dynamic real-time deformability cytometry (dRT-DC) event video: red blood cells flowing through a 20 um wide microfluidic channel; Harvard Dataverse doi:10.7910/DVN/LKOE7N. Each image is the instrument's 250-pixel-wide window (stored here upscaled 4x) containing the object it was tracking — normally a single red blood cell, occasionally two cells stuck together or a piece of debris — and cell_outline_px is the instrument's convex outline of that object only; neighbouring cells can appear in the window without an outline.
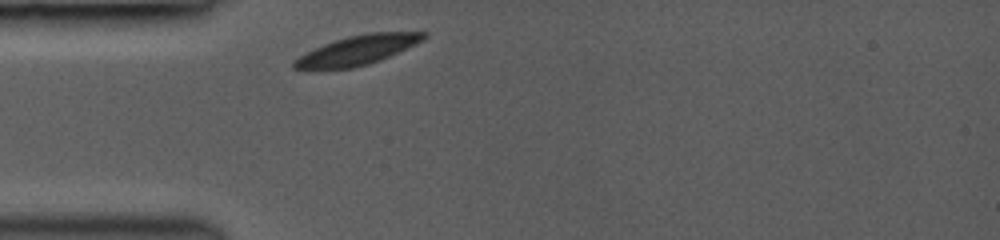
{"species": "common noctule bat (a hibernating species)", "species_latin": "Nyctalus noctula", "temperature_condition": "room temperature", "stored_images_in_passage": 6, "camera_frame_rate_fps": 3000, "um_per_image_px": 0.085, "animal": {"sex": "female", "body_mass_g": 19.0, "forearm_length_mm": 53.3}, "frame": {"image": 1, "passage_image": 1, "time_ms": 0.0, "image_size_px": [1000, 240], "cell_outline_px": [[428, 36], [424, 40], [416, 44], [380, 60], [368, 64], [352, 68], [316, 72], [304, 72], [292, 68], [292, 60], [324, 44], [348, 36], [368, 32], [428, 32]], "centroid_in_image_um": [30.29, 4.32], "position_along_channel_um": 54.7, "area_um2": 22.83}}
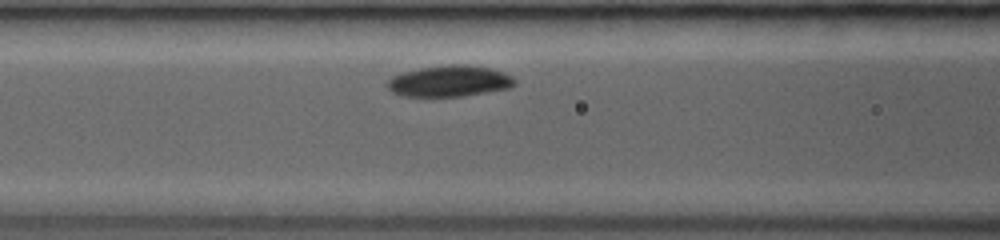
{"frame": {"image": 2, "passage_image": 4, "time_ms": 2.0, "image_size_px": [1000, 240], "cell_outline_px": [[516, 84], [512, 88], [464, 96], [404, 96], [392, 92], [384, 84], [392, 76], [404, 72], [420, 68], [448, 64], [468, 64], [492, 68], [504, 72], [512, 76], [516, 80]], "centroid_in_image_um": [38.24, 6.89], "position_along_channel_um": 128.4, "area_um2": 23.47}}
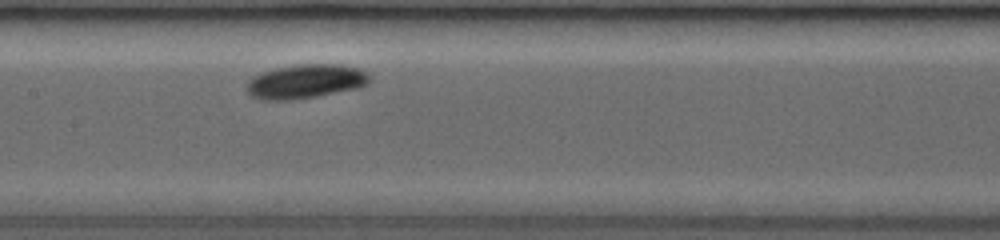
{"frame": {"image": 3, "passage_image": 6, "time_ms": 3.333, "image_size_px": [1000, 240], "cell_outline_px": [[372, 76], [368, 84], [360, 88], [316, 96], [292, 100], [264, 100], [252, 96], [248, 92], [248, 80], [252, 76], [260, 72], [276, 68], [296, 64], [340, 64], [360, 68], [368, 72]], "centroid_in_image_um": [26.03, 6.91], "position_along_channel_um": 181.4, "area_um2": 24.74}}